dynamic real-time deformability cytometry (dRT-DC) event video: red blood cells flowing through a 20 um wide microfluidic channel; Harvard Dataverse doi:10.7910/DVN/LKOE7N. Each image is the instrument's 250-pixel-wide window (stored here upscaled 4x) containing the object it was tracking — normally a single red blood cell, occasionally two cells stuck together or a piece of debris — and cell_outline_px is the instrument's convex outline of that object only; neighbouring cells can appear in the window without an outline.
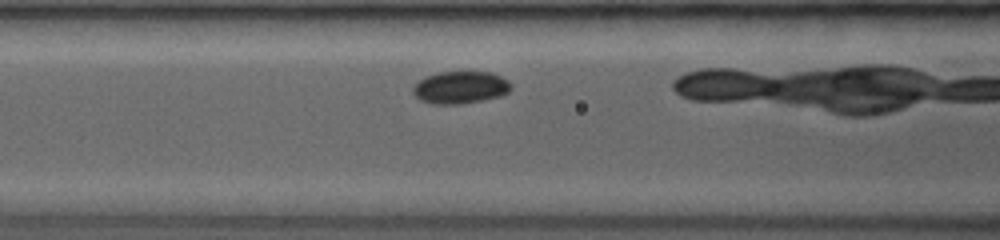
{"species": "common noctule bat (a hibernating species)", "species_latin": "Nyctalus noctula", "temperature_condition": "room temperature", "stored_images_in_passage": 7, "camera_frame_rate_fps": 3500, "um_per_image_px": 0.085, "animal": {"sex": "female", "body_mass_g": 19.0, "forearm_length_mm": 53.3}, "frame": {"image": 1, "passage_image": 4, "time_ms": 1.429, "image_size_px": [1000, 240], "cell_outline_px": [[512, 88], [508, 92], [496, 96], [480, 100], [456, 104], [440, 104], [420, 100], [416, 96], [412, 88], [424, 76], [440, 72], [492, 72], [508, 80]], "centroid_in_image_um": [39.13, 7.41], "position_along_channel_um": 127.5, "area_um2": 18.09}}
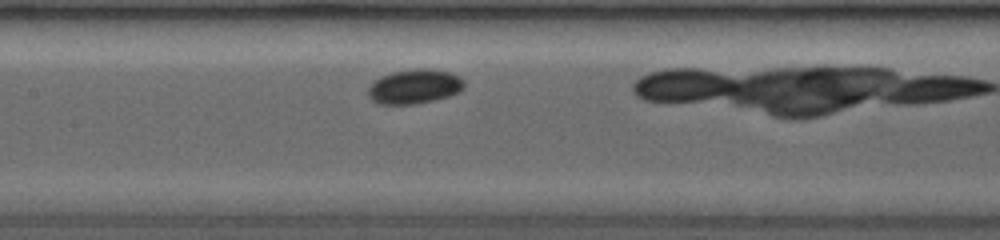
{"frame": {"image": 2, "passage_image": 6, "time_ms": 2.571, "image_size_px": [1000, 240], "cell_outline_px": [[464, 88], [460, 92], [412, 104], [380, 104], [372, 100], [368, 96], [368, 88], [380, 76], [392, 72], [416, 68], [428, 68], [452, 72], [460, 76], [464, 80]], "centroid_in_image_um": [35.24, 7.32], "position_along_channel_um": 172.2, "area_um2": 19.13}}